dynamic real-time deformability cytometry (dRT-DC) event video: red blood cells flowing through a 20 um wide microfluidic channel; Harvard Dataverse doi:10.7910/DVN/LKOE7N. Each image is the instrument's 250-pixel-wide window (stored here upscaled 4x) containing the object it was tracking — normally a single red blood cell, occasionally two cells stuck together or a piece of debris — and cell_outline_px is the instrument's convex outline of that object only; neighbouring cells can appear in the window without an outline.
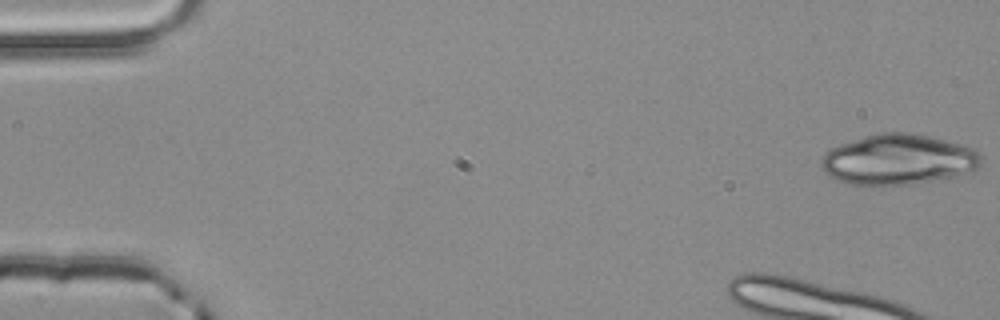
{"species": "common noctule bat (a hibernating species)", "species_latin": "Nyctalus noctula", "temperature_condition": "room temperature", "stored_images_in_passage": 5, "segment_of_instrument_passage": [1, 2], "camera_frame_rate_fps": 3000, "um_per_image_px": 0.085, "animal": {"sex": "male", "body_mass_g": 20.4}, "frame": {"image": 1, "passage_image": 1, "time_ms": 0.0, "image_size_px": [1000, 320], "cell_outline_px": [[980, 164], [972, 172], [912, 184], [872, 188], [844, 184], [828, 176], [820, 168], [820, 160], [824, 152], [840, 144], [864, 136], [880, 132], [908, 132], [928, 136], [976, 148], [980, 152]], "centroid_in_image_um": [76.27, 13.6], "position_along_channel_um": 8.7, "area_um2": 47.97}}